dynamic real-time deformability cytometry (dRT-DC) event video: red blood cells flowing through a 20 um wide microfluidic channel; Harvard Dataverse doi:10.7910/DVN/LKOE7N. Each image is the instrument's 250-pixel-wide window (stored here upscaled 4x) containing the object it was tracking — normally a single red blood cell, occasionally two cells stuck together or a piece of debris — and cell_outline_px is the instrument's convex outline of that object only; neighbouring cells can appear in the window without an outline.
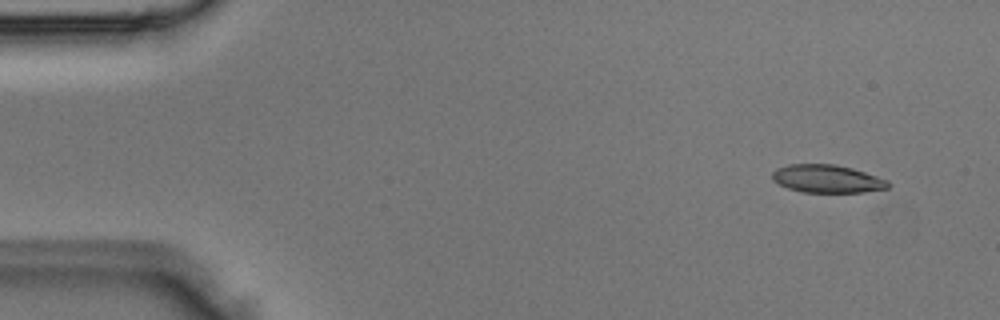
{"species": "Egyptian fruit bat (a non-hibernating species)", "species_latin": "Rousettus aegyptiacus", "temperature_condition": "room temperature", "stored_images_in_passage": 7, "camera_frame_rate_fps": 3000, "um_per_image_px": 0.085, "animal": {"sex": "male"}, "frame": {"image": 1, "passage_image": 1, "time_ms": 0.0, "image_size_px": [1000, 320], "cell_outline_px": [[892, 184], [888, 188], [864, 192], [804, 192], [788, 188], [772, 180], [772, 172], [776, 168], [788, 164], [836, 164], [852, 168], [888, 180]], "centroid_in_image_um": [70.31, 15.19], "position_along_channel_um": 14.7, "area_um2": 18.9}}
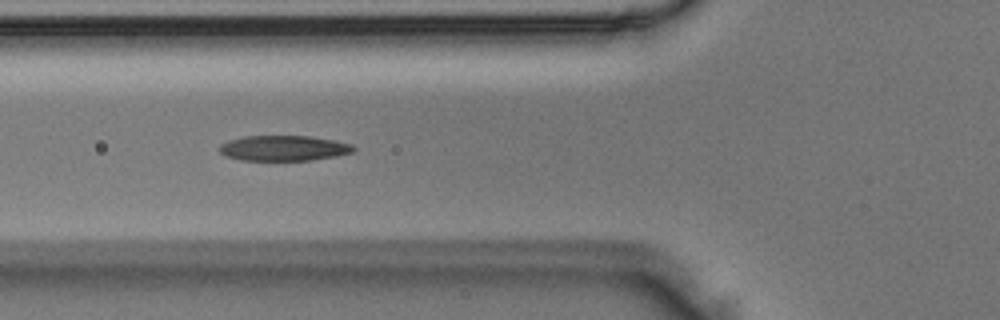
{"frame": {"image": 2, "passage_image": 5, "time_ms": 1.333, "image_size_px": [1000, 320], "cell_outline_px": [[356, 148], [352, 152], [336, 156], [312, 160], [240, 160], [228, 156], [220, 152], [216, 148], [220, 144], [228, 140], [244, 136], [312, 136], [336, 140], [352, 144]], "centroid_in_image_um": [24.11, 12.58], "position_along_channel_um": 101.7, "area_um2": 19.94}}
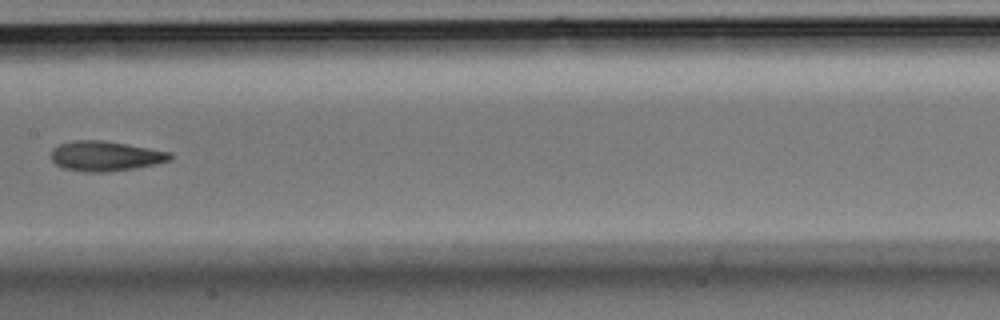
{"frame": {"image": 3, "passage_image": 7, "time_ms": 2.0, "image_size_px": [1000, 320], "cell_outline_px": [[172, 160], [156, 164], [132, 168], [104, 172], [84, 172], [64, 168], [56, 164], [52, 160], [52, 148], [60, 144], [72, 140], [104, 140], [172, 152]], "centroid_in_image_um": [8.97, 13.25], "position_along_channel_um": 198.4, "area_um2": 20.75}}